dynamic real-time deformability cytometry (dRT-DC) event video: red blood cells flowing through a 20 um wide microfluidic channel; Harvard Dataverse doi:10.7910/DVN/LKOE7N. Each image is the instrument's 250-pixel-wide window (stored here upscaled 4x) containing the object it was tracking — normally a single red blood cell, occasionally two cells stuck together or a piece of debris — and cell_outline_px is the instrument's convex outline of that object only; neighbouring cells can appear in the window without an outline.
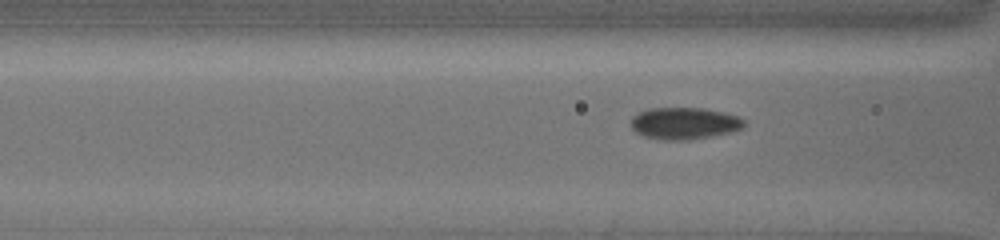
{"species": "common noctule bat (a hibernating species)", "species_latin": "Nyctalus noctula", "temperature_condition": "cold", "stored_images_in_passage": 24, "camera_frame_rate_fps": 3000, "um_per_image_px": 0.085, "animal": {"sex": "female", "body_mass_g": 19.5, "forearm_length_mm": 54.1}, "frame": {"image": 1, "passage_image": 4, "time_ms": 1.333, "image_size_px": [1000, 240], "cell_outline_px": [[744, 124], [740, 128], [728, 132], [712, 136], [688, 140], [660, 140], [644, 136], [636, 132], [632, 128], [632, 116], [640, 112], [652, 108], [700, 108], [720, 112], [736, 116], [744, 120]], "centroid_in_image_um": [58.11, 10.49], "position_along_channel_um": 108.5, "area_um2": 20.63}}
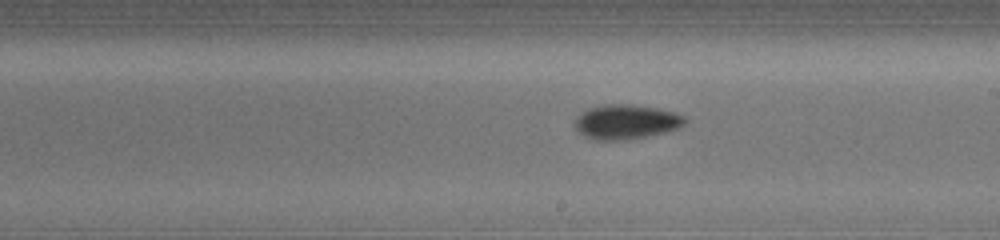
{"frame": {"image": 2, "passage_image": 12, "time_ms": 4.667, "image_size_px": [1000, 240], "cell_outline_px": [[684, 124], [676, 128], [664, 132], [632, 140], [592, 140], [584, 136], [576, 128], [576, 120], [584, 112], [592, 108], [608, 104], [620, 104], [656, 108], [672, 112], [684, 116]], "centroid_in_image_um": [53.22, 10.39], "position_along_channel_um": 235.8, "area_um2": 21.56}}
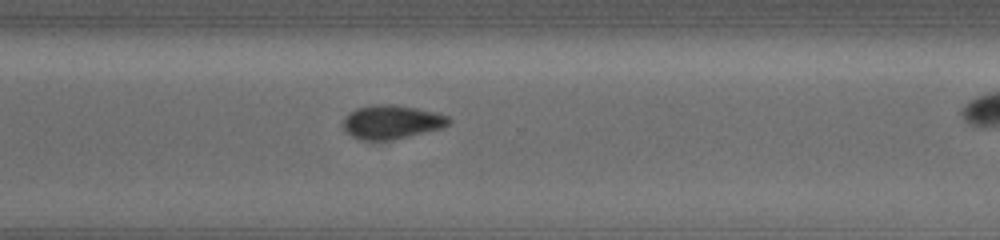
{"frame": {"image": 3, "passage_image": 19, "time_ms": 7.333, "image_size_px": [1000, 240], "cell_outline_px": [[452, 120], [448, 124], [440, 128], [408, 136], [384, 140], [360, 140], [352, 136], [344, 128], [344, 120], [356, 108], [380, 104], [388, 104], [416, 108], [448, 116]], "centroid_in_image_um": [33.29, 10.37], "position_along_channel_um": 337.3, "area_um2": 20.11}}